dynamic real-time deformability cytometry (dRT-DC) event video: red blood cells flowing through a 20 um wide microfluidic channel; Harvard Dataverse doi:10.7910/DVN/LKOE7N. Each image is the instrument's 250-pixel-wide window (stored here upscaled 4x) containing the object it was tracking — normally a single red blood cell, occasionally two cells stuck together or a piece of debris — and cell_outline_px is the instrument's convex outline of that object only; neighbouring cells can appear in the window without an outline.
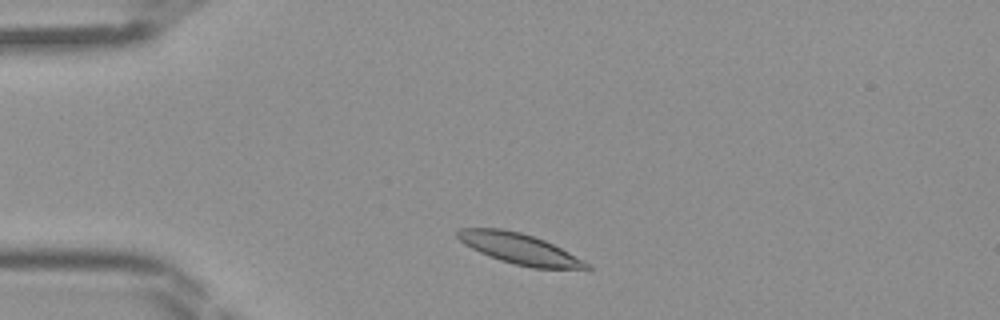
{"species": "Egyptian fruit bat (a non-hibernating species)", "species_latin": "Rousettus aegyptiacus", "temperature_condition": "room temperature", "stored_images_in_passage": 38, "camera_frame_rate_fps": 3000, "um_per_image_px": 0.085, "frame": {"image": 1, "passage_image": 3, "time_ms": 0.667, "image_size_px": [1000, 320], "cell_outline_px": [[592, 268], [588, 272], [532, 268], [500, 260], [488, 256], [464, 244], [456, 236], [456, 232], [460, 228], [500, 228], [520, 232], [544, 240], [592, 264]], "centroid_in_image_um": [44.29, 21.2], "position_along_channel_um": 40.7, "area_um2": 23.58}}
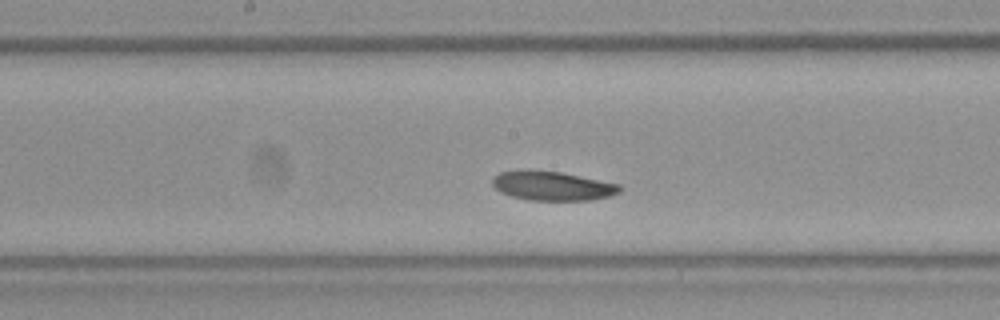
{"frame": {"image": 2, "passage_image": 16, "time_ms": 5.0, "image_size_px": [1000, 320], "cell_outline_px": [[620, 192], [608, 196], [588, 200], [528, 200], [512, 196], [500, 192], [492, 184], [492, 176], [500, 172], [528, 168], [560, 172], [620, 184]], "centroid_in_image_um": [46.88, 15.77], "position_along_channel_um": 201.3, "area_um2": 21.79}}
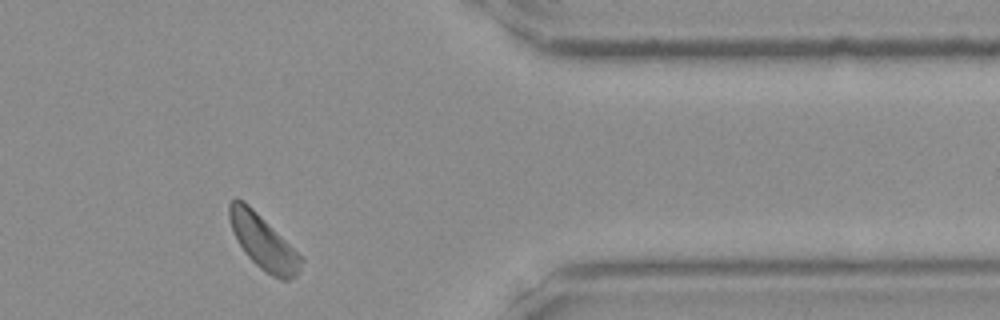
{"frame": {"image": 3, "passage_image": 30, "time_ms": 9.667, "image_size_px": [1000, 320], "cell_outline_px": [[304, 260], [296, 276], [288, 280], [280, 280], [264, 272], [244, 252], [232, 228], [228, 216], [228, 204], [236, 196], [244, 200]], "centroid_in_image_um": [22.34, 20.58], "position_along_channel_um": 389.1, "area_um2": 22.02}}